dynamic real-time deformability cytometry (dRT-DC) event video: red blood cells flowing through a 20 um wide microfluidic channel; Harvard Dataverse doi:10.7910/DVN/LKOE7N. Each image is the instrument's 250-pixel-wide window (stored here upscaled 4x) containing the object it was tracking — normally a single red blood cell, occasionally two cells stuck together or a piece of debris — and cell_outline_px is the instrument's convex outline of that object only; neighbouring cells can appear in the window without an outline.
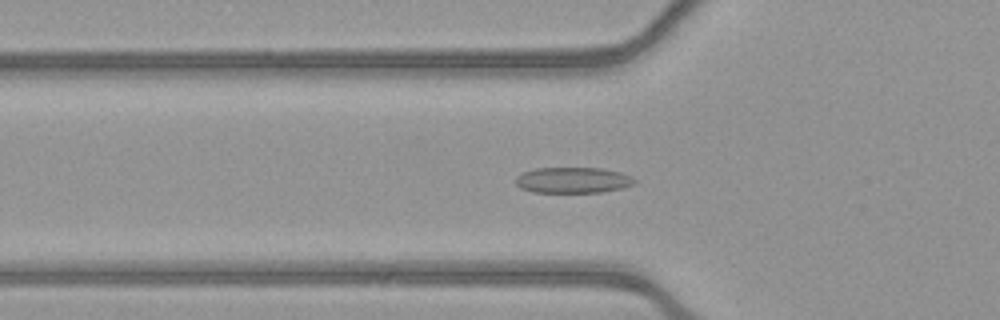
{"species": "common noctule bat (a hibernating species)", "species_latin": "Nyctalus noctula", "temperature_condition": "warm", "stored_images_in_passage": 42, "camera_frame_rate_fps": 3000, "um_per_image_px": 0.085, "animal": {"sex": "female", "body_mass_g": 21.9}, "frame": {"image": 1, "passage_image": 6, "time_ms": 1.667, "image_size_px": [1000, 320], "cell_outline_px": [[636, 184], [620, 188], [600, 192], [532, 192], [520, 188], [516, 184], [516, 176], [524, 172], [536, 168], [600, 168], [620, 172], [632, 176], [636, 180]], "centroid_in_image_um": [48.7, 15.31], "position_along_channel_um": 77.1, "area_um2": 17.86}}
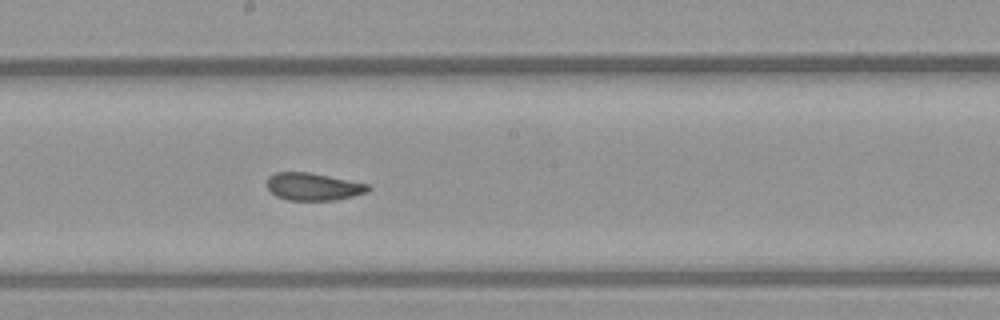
{"frame": {"image": 2, "passage_image": 17, "time_ms": 5.333, "image_size_px": [1000, 320], "cell_outline_px": [[372, 188], [368, 192], [352, 196], [332, 200], [288, 200], [276, 196], [268, 188], [268, 176], [276, 172], [308, 172], [368, 184]], "centroid_in_image_um": [26.63, 15.86], "position_along_channel_um": 221.6, "area_um2": 16.01}}
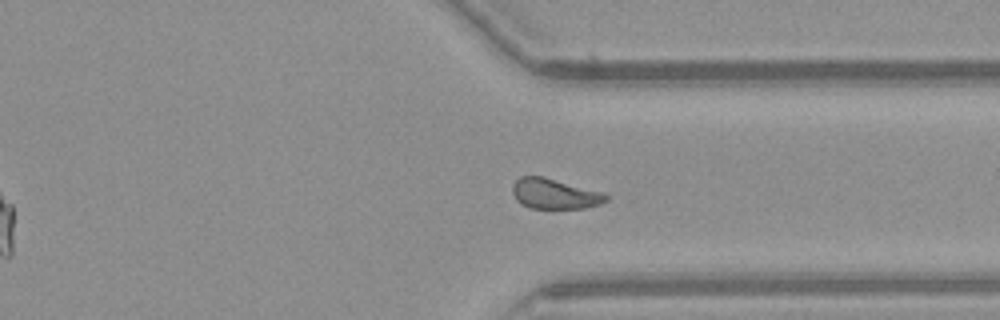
{"frame": {"image": 3, "passage_image": 28, "time_ms": 9.0, "image_size_px": [1000, 320], "cell_outline_px": [[608, 200], [600, 204], [584, 208], [528, 208], [520, 204], [516, 200], [512, 192], [512, 184], [520, 176], [544, 176], [604, 192], [608, 196]], "centroid_in_image_um": [47.13, 16.46], "position_along_channel_um": 364.3, "area_um2": 16.76}, "authors_computed_cell_mechanics": {"area_um2": 16.8776, "velocity_mm_per_s": 3.8964, "shape_relaxation_time_tau1_ms": null, "shape_relaxation_time_tau2_ms": 1.5616, "deformation_change_tau1": null, "deformation_change_tau2": 0.0787}}